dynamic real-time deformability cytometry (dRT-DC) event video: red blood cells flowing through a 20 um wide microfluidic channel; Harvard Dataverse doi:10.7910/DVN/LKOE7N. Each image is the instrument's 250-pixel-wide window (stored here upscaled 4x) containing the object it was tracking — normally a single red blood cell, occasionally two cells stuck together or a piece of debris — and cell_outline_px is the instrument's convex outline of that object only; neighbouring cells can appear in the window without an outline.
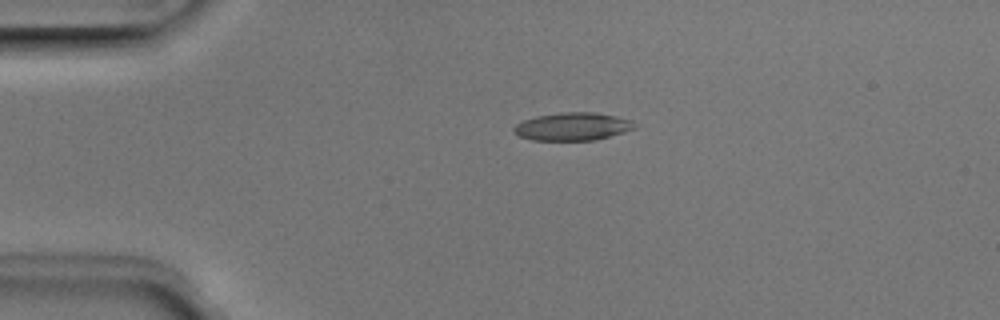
{"species": "Egyptian fruit bat (a non-hibernating species)", "species_latin": "Rousettus aegyptiacus", "temperature_condition": "room temperature", "stored_images_in_passage": 2, "camera_frame_rate_fps": 3000, "um_per_image_px": 0.085, "animal": {"sex": "male"}, "frame": {"image": 1, "passage_image": 1, "time_ms": 0.0, "image_size_px": [1000, 320], "cell_outline_px": [[636, 128], [624, 132], [596, 140], [532, 140], [520, 136], [512, 132], [512, 128], [516, 124], [524, 120], [536, 116], [564, 112], [592, 112], [616, 116], [632, 120]], "centroid_in_image_um": [48.66, 10.76], "position_along_channel_um": 36.3, "area_um2": 19.59}}